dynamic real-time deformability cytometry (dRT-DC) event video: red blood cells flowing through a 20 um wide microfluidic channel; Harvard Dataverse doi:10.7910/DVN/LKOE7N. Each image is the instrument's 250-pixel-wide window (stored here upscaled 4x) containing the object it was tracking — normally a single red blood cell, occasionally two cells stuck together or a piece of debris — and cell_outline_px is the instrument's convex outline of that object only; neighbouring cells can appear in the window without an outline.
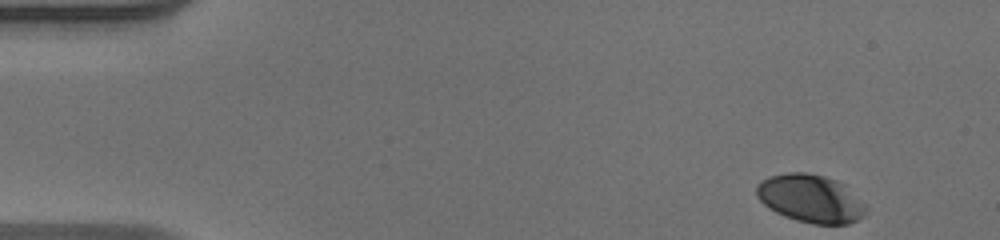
{"species": "human", "species_latin": "Homo sapiens", "temperature_condition": "warm", "stored_images_in_passage": 48, "camera_frame_rate_fps": 3000, "um_per_image_px": 0.085, "donor": {"sex": "male"}, "frame": {"image": 1, "passage_image": 1, "time_ms": 0.0, "image_size_px": [1000, 240], "cell_outline_px": [[864, 216], [848, 224], [812, 224], [796, 220], [784, 216], [768, 208], [756, 196], [756, 184], [760, 180], [768, 176], [788, 172], [804, 172], [824, 176], [836, 180], [844, 184], [864, 204]], "centroid_in_image_um": [68.84, 16.87], "position_along_channel_um": 16.2, "area_um2": 30.58}}
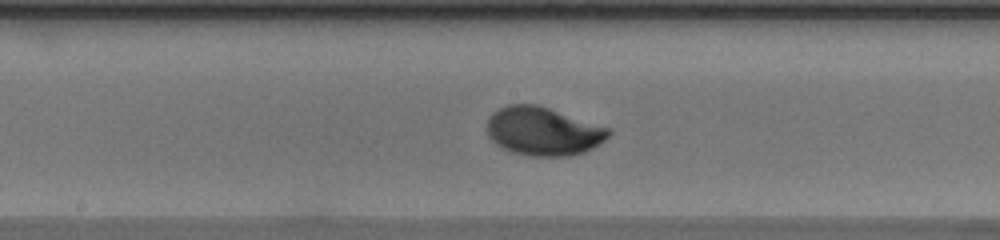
{"frame": {"image": 2, "passage_image": 24, "time_ms": 7.667, "image_size_px": [1000, 240], "cell_outline_px": [[612, 132], [604, 140], [592, 148], [584, 152], [568, 156], [532, 156], [512, 152], [500, 148], [488, 136], [488, 116], [492, 112], [508, 104], [536, 104], [612, 128]], "centroid_in_image_um": [46.17, 11.15], "position_along_channel_um": 202.0, "area_um2": 34.45}}
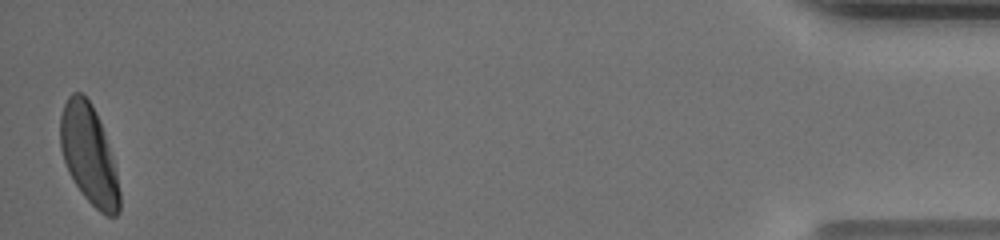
{"frame": {"image": 3, "passage_image": 48, "time_ms": 15.667, "image_size_px": [1000, 240], "cell_outline_px": [[120, 212], [116, 216], [108, 216], [100, 212], [84, 196], [68, 172], [60, 148], [60, 116], [64, 104], [68, 96], [72, 92], [80, 92], [92, 104], [100, 120], [116, 168], [120, 192]], "centroid_in_image_um": [7.56, 13.14], "position_along_channel_um": 427.6, "area_um2": 34.22}, "authors_computed_cell_mechanics": {"area_um2": 33.2061, "velocity_mm_per_s": 3.9557, "shape_relaxation_time_tau1_ms": 2.0589, "shape_relaxation_time_tau2_ms": null, "deformation_change_tau1": 0.1585, "deformation_change_tau2": null}}